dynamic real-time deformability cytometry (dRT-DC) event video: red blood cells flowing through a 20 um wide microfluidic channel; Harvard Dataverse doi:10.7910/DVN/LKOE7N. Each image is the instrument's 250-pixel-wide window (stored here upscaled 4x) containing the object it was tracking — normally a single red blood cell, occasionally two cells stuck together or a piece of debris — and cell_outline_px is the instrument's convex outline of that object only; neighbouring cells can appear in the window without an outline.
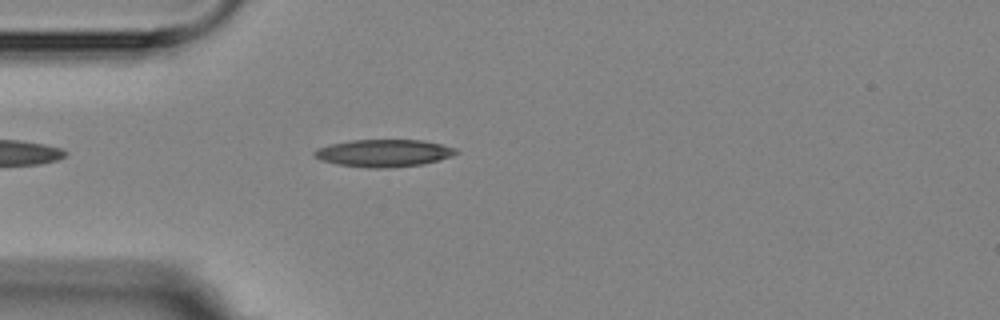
{"species": "Egyptian fruit bat (a non-hibernating species)", "species_latin": "Rousettus aegyptiacus", "temperature_condition": "room temperature", "stored_images_in_passage": 5, "camera_frame_rate_fps": 3000, "um_per_image_px": 0.085, "animal": {"sex": "female"}, "frame": {"image": 1, "passage_image": 5, "time_ms": 4.667, "image_size_px": [1000, 320], "cell_outline_px": [[460, 152], [452, 156], [424, 164], [384, 168], [368, 168], [336, 164], [320, 160], [312, 156], [312, 152], [316, 148], [332, 144], [352, 140], [424, 140], [456, 148]], "centroid_in_image_um": [32.6, 13.01], "position_along_channel_um": 52.4, "area_um2": 22.72}}